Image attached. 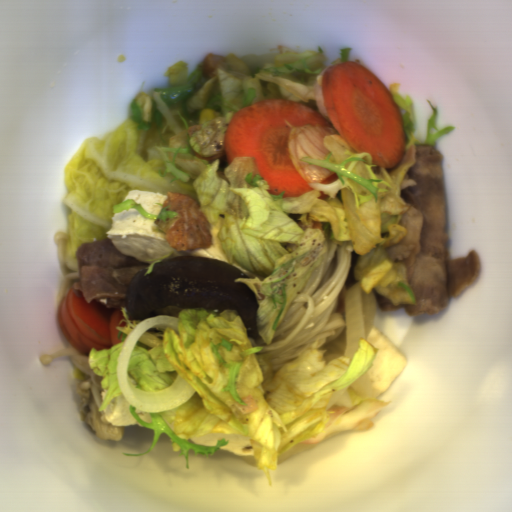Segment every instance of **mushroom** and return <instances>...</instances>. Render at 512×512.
I'll return each instance as SVG.
<instances>
[{
  "mask_svg": "<svg viewBox=\"0 0 512 512\" xmlns=\"http://www.w3.org/2000/svg\"><path fill=\"white\" fill-rule=\"evenodd\" d=\"M236 278L252 277L221 260L191 256L162 260L155 263L150 274H144V269L133 274L124 307L132 321L178 316L185 308L235 310L248 338L254 339L259 333V304L251 288L234 282Z\"/></svg>",
  "mask_w": 512,
  "mask_h": 512,
  "instance_id": "1",
  "label": "mushroom"
}]
</instances>
